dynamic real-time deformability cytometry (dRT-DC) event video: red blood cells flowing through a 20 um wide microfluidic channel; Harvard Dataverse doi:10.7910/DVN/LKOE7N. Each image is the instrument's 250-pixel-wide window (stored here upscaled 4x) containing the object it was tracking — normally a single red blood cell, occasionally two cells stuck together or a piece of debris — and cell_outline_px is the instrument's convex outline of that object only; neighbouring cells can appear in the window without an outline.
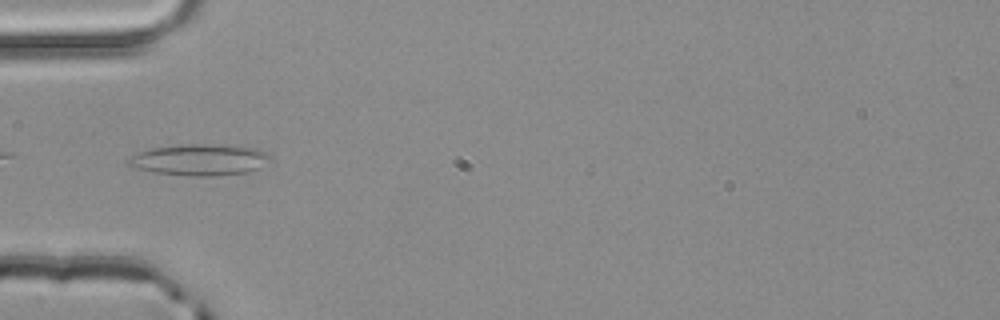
{"species": "common noctule bat (a hibernating species)", "species_latin": "Nyctalus noctula", "temperature_condition": "room temperature", "stored_images_in_passage": 3, "camera_frame_rate_fps": 3000, "um_per_image_px": 0.085, "animal": {"sex": "male", "body_mass_g": 20.4}, "frame": {"image": 1, "passage_image": 3, "time_ms": 0.667, "image_size_px": [1000, 320], "cell_outline_px": [[272, 160], [260, 168], [248, 172], [216, 176], [188, 176], [156, 172], [136, 168], [128, 164], [124, 160], [140, 152], [152, 148], [180, 144], [220, 144], [260, 148], [272, 156]], "centroid_in_image_um": [17.05, 13.57], "position_along_channel_um": 68.0, "area_um2": 26.3}}